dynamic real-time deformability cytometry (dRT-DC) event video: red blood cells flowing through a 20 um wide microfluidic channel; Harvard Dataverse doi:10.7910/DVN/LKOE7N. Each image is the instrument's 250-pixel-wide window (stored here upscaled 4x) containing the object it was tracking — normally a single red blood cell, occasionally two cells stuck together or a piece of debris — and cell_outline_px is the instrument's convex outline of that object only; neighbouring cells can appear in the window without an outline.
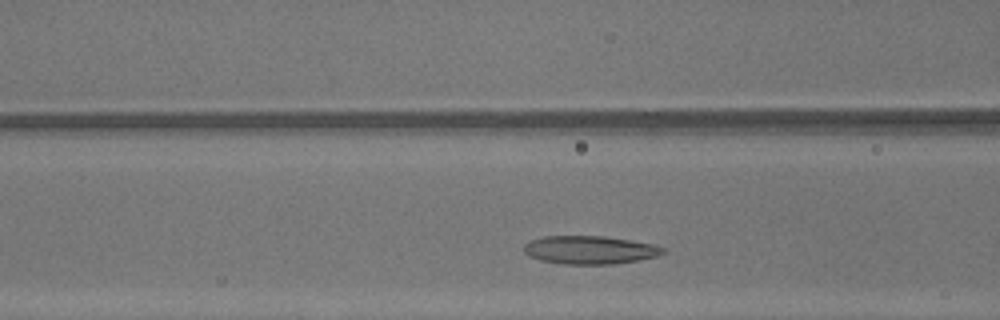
{"species": "common noctule bat (a hibernating species)", "species_latin": "Nyctalus noctula", "temperature_condition": "warm", "stored_images_in_passage": 25, "camera_frame_rate_fps": 3000, "um_per_image_px": 0.085, "animal": {"sex": "male", "body_mass_g": 13.3}, "frame": {"image": 1, "passage_image": 7, "time_ms": 2.0, "image_size_px": [1000, 320], "cell_outline_px": [[664, 252], [656, 256], [640, 260], [612, 264], [564, 264], [540, 260], [528, 256], [524, 252], [524, 244], [528, 240], [544, 236], [604, 236], [656, 244], [664, 248]], "centroid_in_image_um": [50.11, 21.24], "position_along_channel_um": 116.5, "area_um2": 23.0}}
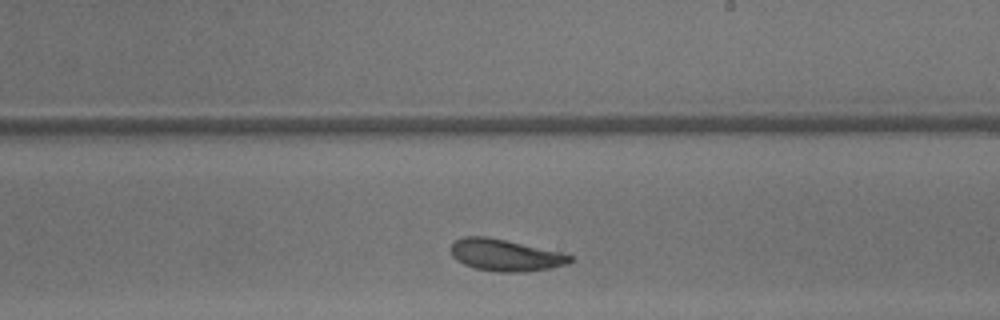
{"frame": {"image": 2, "passage_image": 16, "time_ms": 5.0, "image_size_px": [1000, 320], "cell_outline_px": [[572, 260], [568, 264], [548, 268], [524, 272], [496, 272], [476, 268], [464, 264], [456, 260], [452, 256], [452, 244], [460, 236], [488, 236], [564, 252], [572, 256]], "centroid_in_image_um": [42.97, 21.67], "position_along_channel_um": 246.0, "area_um2": 22.25}}
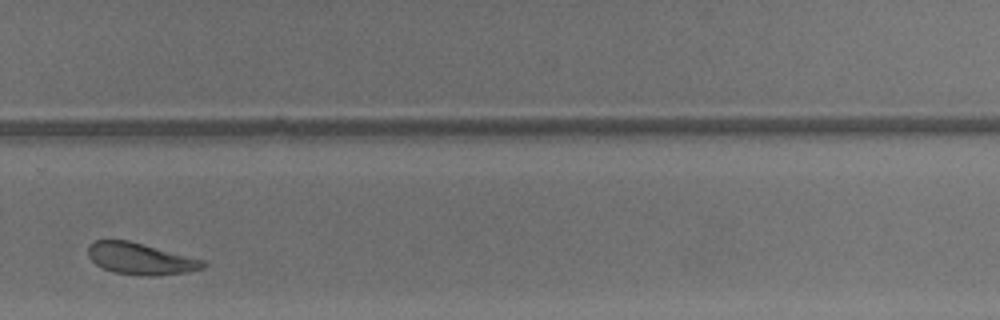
{"frame": {"image": 3, "passage_image": 21, "time_ms": 6.667, "image_size_px": [1000, 320], "cell_outline_px": [[208, 264], [204, 268], [188, 272], [152, 276], [140, 276], [112, 272], [96, 264], [88, 256], [88, 244], [96, 240], [128, 240], [204, 260]], "centroid_in_image_um": [11.94, 22.0], "position_along_channel_um": 317.9, "area_um2": 21.21}, "authors_computed_cell_mechanics": {"area_um2": 22.253, "velocity_mm_per_s": 4.3235, "shape_relaxation_time_tau1_ms": 3.4302, "shape_relaxation_time_tau2_ms": 3.7782, "deformation_change_tau1": 0.111, "deformation_change_tau2": 0.0949}}